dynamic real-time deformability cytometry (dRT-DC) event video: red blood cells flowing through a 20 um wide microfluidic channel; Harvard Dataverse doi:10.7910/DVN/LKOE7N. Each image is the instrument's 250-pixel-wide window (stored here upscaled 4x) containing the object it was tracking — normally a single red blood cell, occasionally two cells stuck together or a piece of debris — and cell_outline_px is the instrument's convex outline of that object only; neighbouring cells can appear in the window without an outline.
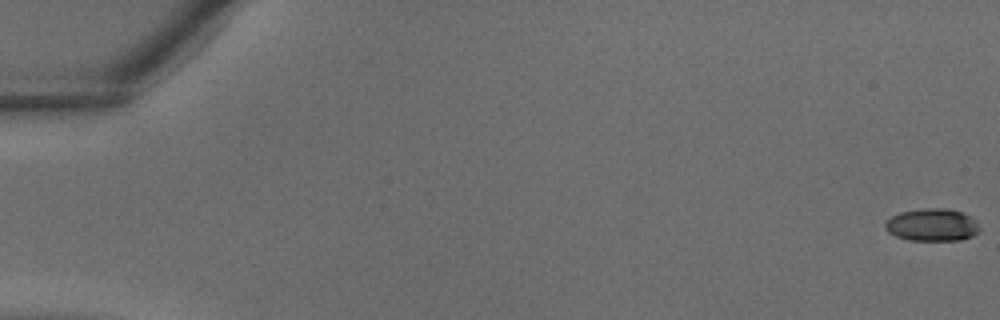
{"species": "common noctule bat (a hibernating species)", "species_latin": "Nyctalus noctula", "temperature_condition": "warm", "stored_images_in_passage": 39, "camera_frame_rate_fps": 3000, "um_per_image_px": 0.085, "animal": {"sex": "male", "body_mass_g": 18.8}, "frame": {"image": 1, "passage_image": 1, "time_ms": 0.0, "image_size_px": [1000, 320], "cell_outline_px": [[980, 232], [972, 236], [960, 240], [908, 240], [896, 236], [888, 232], [884, 228], [884, 224], [892, 216], [900, 212], [924, 208], [944, 208], [964, 212], [972, 216], [976, 220], [980, 228]], "centroid_in_image_um": [79.26, 19.11], "position_along_channel_um": 5.7, "area_um2": 18.09}}
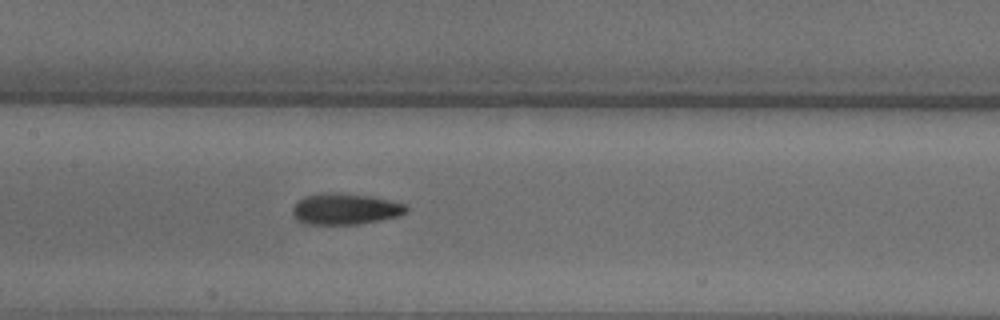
{"frame": {"image": 2, "passage_image": 20, "time_ms": 6.333, "image_size_px": [1000, 320], "cell_outline_px": [[408, 208], [404, 212], [396, 216], [380, 220], [360, 224], [304, 224], [296, 220], [292, 216], [292, 208], [304, 196], [320, 192], [340, 192], [372, 196], [408, 204]], "centroid_in_image_um": [29.31, 17.75], "position_along_channel_um": 178.1, "area_um2": 20.92}}
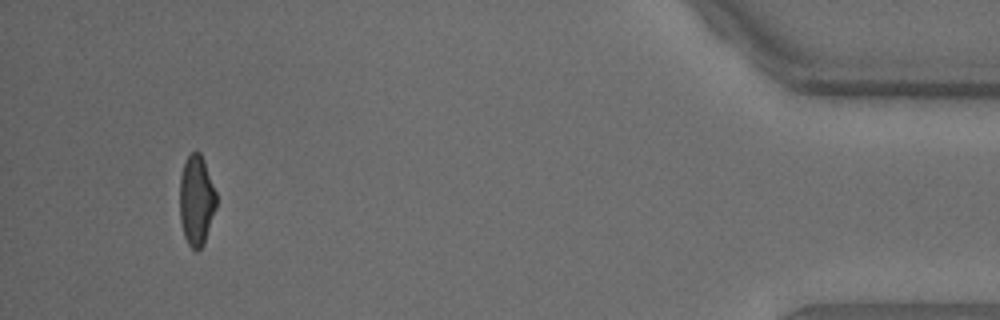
{"frame": {"image": 3, "passage_image": 37, "time_ms": 12.0, "image_size_px": [1000, 320], "cell_outline_px": [[216, 208], [204, 244], [196, 252], [188, 244], [184, 236], [180, 220], [180, 176], [184, 160], [196, 148], [200, 152], [204, 160], [216, 192]], "centroid_in_image_um": [16.69, 17.01], "position_along_channel_um": 418.5, "area_um2": 19.48}}